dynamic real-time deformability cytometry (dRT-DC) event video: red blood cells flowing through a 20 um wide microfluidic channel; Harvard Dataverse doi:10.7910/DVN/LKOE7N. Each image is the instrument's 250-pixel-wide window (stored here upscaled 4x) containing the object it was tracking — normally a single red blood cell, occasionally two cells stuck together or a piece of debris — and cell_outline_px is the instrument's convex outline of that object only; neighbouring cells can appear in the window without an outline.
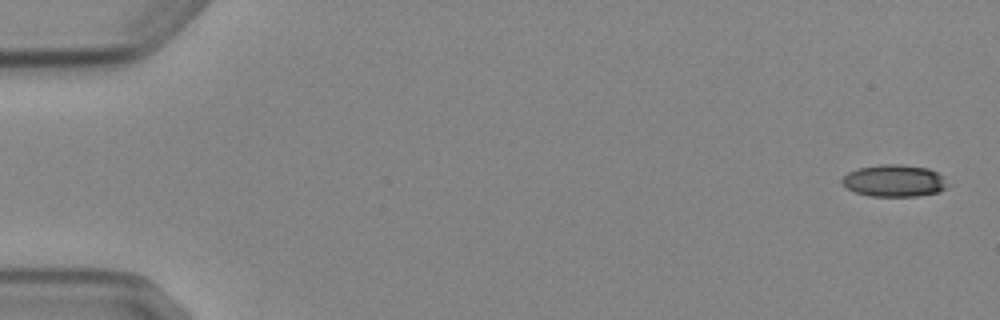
{"species": "Egyptian fruit bat (a non-hibernating species)", "species_latin": "Rousettus aegyptiacus", "temperature_condition": "cold", "stored_images_in_passage": 5, "camera_frame_rate_fps": 3000, "um_per_image_px": 0.085, "animal": {"sex": "female"}, "frame": {"image": 1, "passage_image": 1, "time_ms": 0.0, "image_size_px": [1000, 320], "cell_outline_px": [[948, 188], [940, 192], [916, 196], [872, 196], [856, 192], [848, 188], [840, 180], [848, 172], [860, 168], [880, 164], [900, 164], [928, 168], [944, 176]], "centroid_in_image_um": [76.05, 15.36], "position_along_channel_um": 9.0, "area_um2": 19.65}}